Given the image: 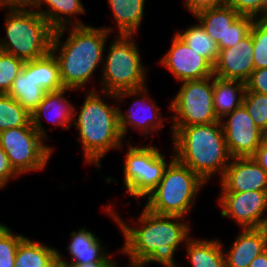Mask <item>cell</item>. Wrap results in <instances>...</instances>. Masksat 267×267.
I'll return each instance as SVG.
<instances>
[{
	"label": "cell",
	"instance_id": "6da1fadb",
	"mask_svg": "<svg viewBox=\"0 0 267 267\" xmlns=\"http://www.w3.org/2000/svg\"><path fill=\"white\" fill-rule=\"evenodd\" d=\"M106 211L118 224L123 236L124 245L121 253L129 256V262L146 264L156 262L163 267H177L174 254L181 243H186L191 230L181 216L157 215L145 207L138 217L137 225L126 224L113 206H106Z\"/></svg>",
	"mask_w": 267,
	"mask_h": 267
},
{
	"label": "cell",
	"instance_id": "7a4b0ae2",
	"mask_svg": "<svg viewBox=\"0 0 267 267\" xmlns=\"http://www.w3.org/2000/svg\"><path fill=\"white\" fill-rule=\"evenodd\" d=\"M70 27L69 36L63 43L61 38L69 28L54 31L51 52L59 63L63 87L79 90L90 80L100 62L103 63L107 37L113 29L91 25Z\"/></svg>",
	"mask_w": 267,
	"mask_h": 267
},
{
	"label": "cell",
	"instance_id": "3957f363",
	"mask_svg": "<svg viewBox=\"0 0 267 267\" xmlns=\"http://www.w3.org/2000/svg\"><path fill=\"white\" fill-rule=\"evenodd\" d=\"M175 158L205 183L217 172L220 179L230 163L221 120L209 124L172 126Z\"/></svg>",
	"mask_w": 267,
	"mask_h": 267
},
{
	"label": "cell",
	"instance_id": "277c9868",
	"mask_svg": "<svg viewBox=\"0 0 267 267\" xmlns=\"http://www.w3.org/2000/svg\"><path fill=\"white\" fill-rule=\"evenodd\" d=\"M119 106L106 104L96 89L88 91L78 117L73 120L79 130L85 162L100 168L101 158L112 149L122 148L123 136L119 127ZM76 120V121H75Z\"/></svg>",
	"mask_w": 267,
	"mask_h": 267
},
{
	"label": "cell",
	"instance_id": "5b68a950",
	"mask_svg": "<svg viewBox=\"0 0 267 267\" xmlns=\"http://www.w3.org/2000/svg\"><path fill=\"white\" fill-rule=\"evenodd\" d=\"M0 50L16 58L32 61L51 52L54 29L36 10L8 8Z\"/></svg>",
	"mask_w": 267,
	"mask_h": 267
},
{
	"label": "cell",
	"instance_id": "8992f818",
	"mask_svg": "<svg viewBox=\"0 0 267 267\" xmlns=\"http://www.w3.org/2000/svg\"><path fill=\"white\" fill-rule=\"evenodd\" d=\"M158 186L147 196L145 208L157 215L185 217L206 183L172 156Z\"/></svg>",
	"mask_w": 267,
	"mask_h": 267
},
{
	"label": "cell",
	"instance_id": "52a82bcc",
	"mask_svg": "<svg viewBox=\"0 0 267 267\" xmlns=\"http://www.w3.org/2000/svg\"><path fill=\"white\" fill-rule=\"evenodd\" d=\"M133 35H117L103 58L102 91L119 93L146 87L147 68L142 65Z\"/></svg>",
	"mask_w": 267,
	"mask_h": 267
},
{
	"label": "cell",
	"instance_id": "ba28073f",
	"mask_svg": "<svg viewBox=\"0 0 267 267\" xmlns=\"http://www.w3.org/2000/svg\"><path fill=\"white\" fill-rule=\"evenodd\" d=\"M125 155L123 184L130 194L136 198L148 196L163 178L168 162L157 147L132 146Z\"/></svg>",
	"mask_w": 267,
	"mask_h": 267
},
{
	"label": "cell",
	"instance_id": "9c48e42d",
	"mask_svg": "<svg viewBox=\"0 0 267 267\" xmlns=\"http://www.w3.org/2000/svg\"><path fill=\"white\" fill-rule=\"evenodd\" d=\"M169 109L172 126H192L217 122L213 108V76L183 81Z\"/></svg>",
	"mask_w": 267,
	"mask_h": 267
},
{
	"label": "cell",
	"instance_id": "30bf717a",
	"mask_svg": "<svg viewBox=\"0 0 267 267\" xmlns=\"http://www.w3.org/2000/svg\"><path fill=\"white\" fill-rule=\"evenodd\" d=\"M43 140L33 126L0 132V147L6 152L11 166L19 175L45 168L53 148L45 145Z\"/></svg>",
	"mask_w": 267,
	"mask_h": 267
},
{
	"label": "cell",
	"instance_id": "8fae6325",
	"mask_svg": "<svg viewBox=\"0 0 267 267\" xmlns=\"http://www.w3.org/2000/svg\"><path fill=\"white\" fill-rule=\"evenodd\" d=\"M206 33L218 44L219 50L231 48L246 37L254 18L240 16L227 3L204 9L194 15Z\"/></svg>",
	"mask_w": 267,
	"mask_h": 267
},
{
	"label": "cell",
	"instance_id": "7c38bea8",
	"mask_svg": "<svg viewBox=\"0 0 267 267\" xmlns=\"http://www.w3.org/2000/svg\"><path fill=\"white\" fill-rule=\"evenodd\" d=\"M221 215L231 217L241 228L267 227V191L221 192Z\"/></svg>",
	"mask_w": 267,
	"mask_h": 267
},
{
	"label": "cell",
	"instance_id": "4fadbf2b",
	"mask_svg": "<svg viewBox=\"0 0 267 267\" xmlns=\"http://www.w3.org/2000/svg\"><path fill=\"white\" fill-rule=\"evenodd\" d=\"M222 119L225 141L233 157H251L261 145L266 134L254 123L244 105Z\"/></svg>",
	"mask_w": 267,
	"mask_h": 267
},
{
	"label": "cell",
	"instance_id": "5bb4252c",
	"mask_svg": "<svg viewBox=\"0 0 267 267\" xmlns=\"http://www.w3.org/2000/svg\"><path fill=\"white\" fill-rule=\"evenodd\" d=\"M102 95L107 98L108 96H110L118 103L128 96H141L140 99L133 101L134 108L137 107L136 109H134L135 111L132 109L133 106H131L132 110L129 109L124 113V111H122L119 107V127L123 138L128 131L129 126L132 127L133 130H140V133H142L143 135L149 134V131L153 135L154 131L158 129L161 130L160 128L164 125L162 122L165 118L160 115V108L158 107V105H156V103L153 102L152 99H149L147 95V87L136 90H125L116 94L103 92ZM144 102L147 104L146 106L144 105Z\"/></svg>",
	"mask_w": 267,
	"mask_h": 267
},
{
	"label": "cell",
	"instance_id": "9a60e30c",
	"mask_svg": "<svg viewBox=\"0 0 267 267\" xmlns=\"http://www.w3.org/2000/svg\"><path fill=\"white\" fill-rule=\"evenodd\" d=\"M171 42L170 49L159 63L167 67L177 80L183 82L214 76V66L190 49L177 34Z\"/></svg>",
	"mask_w": 267,
	"mask_h": 267
},
{
	"label": "cell",
	"instance_id": "2e32d148",
	"mask_svg": "<svg viewBox=\"0 0 267 267\" xmlns=\"http://www.w3.org/2000/svg\"><path fill=\"white\" fill-rule=\"evenodd\" d=\"M219 186L221 192L267 191V173L252 157H233Z\"/></svg>",
	"mask_w": 267,
	"mask_h": 267
},
{
	"label": "cell",
	"instance_id": "e0dca14e",
	"mask_svg": "<svg viewBox=\"0 0 267 267\" xmlns=\"http://www.w3.org/2000/svg\"><path fill=\"white\" fill-rule=\"evenodd\" d=\"M254 70V47L252 34L249 33L235 46L220 50L214 65V76L245 83Z\"/></svg>",
	"mask_w": 267,
	"mask_h": 267
},
{
	"label": "cell",
	"instance_id": "ac0fdd59",
	"mask_svg": "<svg viewBox=\"0 0 267 267\" xmlns=\"http://www.w3.org/2000/svg\"><path fill=\"white\" fill-rule=\"evenodd\" d=\"M69 90L72 91V89L70 88H63L58 91L46 92L42 102L38 105L37 109L31 115L32 126L45 140L47 138L46 136L48 135L46 130L42 126L41 118L43 116L47 118L48 122H52V124L54 125H59L66 130L72 127L73 118H76L75 113L77 112H75V107L64 95ZM49 116H53V119Z\"/></svg>",
	"mask_w": 267,
	"mask_h": 267
},
{
	"label": "cell",
	"instance_id": "d6986e66",
	"mask_svg": "<svg viewBox=\"0 0 267 267\" xmlns=\"http://www.w3.org/2000/svg\"><path fill=\"white\" fill-rule=\"evenodd\" d=\"M241 231L230 249L224 253L226 267H249L258 255L267 250V227Z\"/></svg>",
	"mask_w": 267,
	"mask_h": 267
},
{
	"label": "cell",
	"instance_id": "ffe728a7",
	"mask_svg": "<svg viewBox=\"0 0 267 267\" xmlns=\"http://www.w3.org/2000/svg\"><path fill=\"white\" fill-rule=\"evenodd\" d=\"M77 231L71 232V242L67 247L70 253L71 262L63 259L62 254L57 251V262L72 265H83L93 262H114L111 254L104 251L101 240L84 227ZM110 256V257H109Z\"/></svg>",
	"mask_w": 267,
	"mask_h": 267
},
{
	"label": "cell",
	"instance_id": "44dd1931",
	"mask_svg": "<svg viewBox=\"0 0 267 267\" xmlns=\"http://www.w3.org/2000/svg\"><path fill=\"white\" fill-rule=\"evenodd\" d=\"M245 83L213 76V108L218 120L243 105Z\"/></svg>",
	"mask_w": 267,
	"mask_h": 267
},
{
	"label": "cell",
	"instance_id": "7402d4cb",
	"mask_svg": "<svg viewBox=\"0 0 267 267\" xmlns=\"http://www.w3.org/2000/svg\"><path fill=\"white\" fill-rule=\"evenodd\" d=\"M47 4L46 9H41L43 4ZM84 5L80 0H39L36 10L54 30L71 26H84L83 22L71 17V15L85 13ZM40 8V9H39ZM66 15V16H65ZM69 16V17H67ZM70 18V19H68ZM75 20H72V19ZM69 24V25H68Z\"/></svg>",
	"mask_w": 267,
	"mask_h": 267
},
{
	"label": "cell",
	"instance_id": "603a6c76",
	"mask_svg": "<svg viewBox=\"0 0 267 267\" xmlns=\"http://www.w3.org/2000/svg\"><path fill=\"white\" fill-rule=\"evenodd\" d=\"M46 91L37 86L30 73V61H25L21 72L13 81L8 95L13 97L30 115L42 102Z\"/></svg>",
	"mask_w": 267,
	"mask_h": 267
},
{
	"label": "cell",
	"instance_id": "cb8c5ba5",
	"mask_svg": "<svg viewBox=\"0 0 267 267\" xmlns=\"http://www.w3.org/2000/svg\"><path fill=\"white\" fill-rule=\"evenodd\" d=\"M186 253L193 267H226L224 248L219 240L188 239Z\"/></svg>",
	"mask_w": 267,
	"mask_h": 267
},
{
	"label": "cell",
	"instance_id": "d4e9b609",
	"mask_svg": "<svg viewBox=\"0 0 267 267\" xmlns=\"http://www.w3.org/2000/svg\"><path fill=\"white\" fill-rule=\"evenodd\" d=\"M57 262V249L24 237L17 248L14 267H51Z\"/></svg>",
	"mask_w": 267,
	"mask_h": 267
},
{
	"label": "cell",
	"instance_id": "484cf974",
	"mask_svg": "<svg viewBox=\"0 0 267 267\" xmlns=\"http://www.w3.org/2000/svg\"><path fill=\"white\" fill-rule=\"evenodd\" d=\"M119 35H133L143 20L145 0H108Z\"/></svg>",
	"mask_w": 267,
	"mask_h": 267
},
{
	"label": "cell",
	"instance_id": "4316f807",
	"mask_svg": "<svg viewBox=\"0 0 267 267\" xmlns=\"http://www.w3.org/2000/svg\"><path fill=\"white\" fill-rule=\"evenodd\" d=\"M30 73L36 85L46 92L63 89L60 80L59 63L52 52L42 58L30 61Z\"/></svg>",
	"mask_w": 267,
	"mask_h": 267
},
{
	"label": "cell",
	"instance_id": "83f0119b",
	"mask_svg": "<svg viewBox=\"0 0 267 267\" xmlns=\"http://www.w3.org/2000/svg\"><path fill=\"white\" fill-rule=\"evenodd\" d=\"M176 34L190 49L206 58L213 66L215 65L220 52L218 44L206 33L200 23L188 27L183 30V33Z\"/></svg>",
	"mask_w": 267,
	"mask_h": 267
},
{
	"label": "cell",
	"instance_id": "f1b7e54d",
	"mask_svg": "<svg viewBox=\"0 0 267 267\" xmlns=\"http://www.w3.org/2000/svg\"><path fill=\"white\" fill-rule=\"evenodd\" d=\"M32 126L31 115L10 95L0 94V132Z\"/></svg>",
	"mask_w": 267,
	"mask_h": 267
},
{
	"label": "cell",
	"instance_id": "f546056e",
	"mask_svg": "<svg viewBox=\"0 0 267 267\" xmlns=\"http://www.w3.org/2000/svg\"><path fill=\"white\" fill-rule=\"evenodd\" d=\"M250 33L254 47L255 70L267 68V18L255 19Z\"/></svg>",
	"mask_w": 267,
	"mask_h": 267
},
{
	"label": "cell",
	"instance_id": "4dcf8cb0",
	"mask_svg": "<svg viewBox=\"0 0 267 267\" xmlns=\"http://www.w3.org/2000/svg\"><path fill=\"white\" fill-rule=\"evenodd\" d=\"M24 61L0 50V94H8Z\"/></svg>",
	"mask_w": 267,
	"mask_h": 267
},
{
	"label": "cell",
	"instance_id": "1f68e13d",
	"mask_svg": "<svg viewBox=\"0 0 267 267\" xmlns=\"http://www.w3.org/2000/svg\"><path fill=\"white\" fill-rule=\"evenodd\" d=\"M243 105L256 126L267 135V95L245 92Z\"/></svg>",
	"mask_w": 267,
	"mask_h": 267
},
{
	"label": "cell",
	"instance_id": "d6a6232c",
	"mask_svg": "<svg viewBox=\"0 0 267 267\" xmlns=\"http://www.w3.org/2000/svg\"><path fill=\"white\" fill-rule=\"evenodd\" d=\"M22 234H13L6 225L0 224V267H14L16 251Z\"/></svg>",
	"mask_w": 267,
	"mask_h": 267
},
{
	"label": "cell",
	"instance_id": "836d02e7",
	"mask_svg": "<svg viewBox=\"0 0 267 267\" xmlns=\"http://www.w3.org/2000/svg\"><path fill=\"white\" fill-rule=\"evenodd\" d=\"M227 4L240 16L264 18V0H227Z\"/></svg>",
	"mask_w": 267,
	"mask_h": 267
},
{
	"label": "cell",
	"instance_id": "e575fe53",
	"mask_svg": "<svg viewBox=\"0 0 267 267\" xmlns=\"http://www.w3.org/2000/svg\"><path fill=\"white\" fill-rule=\"evenodd\" d=\"M246 92H256L267 95V68L254 70L245 82Z\"/></svg>",
	"mask_w": 267,
	"mask_h": 267
},
{
	"label": "cell",
	"instance_id": "d590c367",
	"mask_svg": "<svg viewBox=\"0 0 267 267\" xmlns=\"http://www.w3.org/2000/svg\"><path fill=\"white\" fill-rule=\"evenodd\" d=\"M19 174L11 166L6 152L0 147V189L3 188L9 179H15Z\"/></svg>",
	"mask_w": 267,
	"mask_h": 267
},
{
	"label": "cell",
	"instance_id": "8d00e7d4",
	"mask_svg": "<svg viewBox=\"0 0 267 267\" xmlns=\"http://www.w3.org/2000/svg\"><path fill=\"white\" fill-rule=\"evenodd\" d=\"M227 3V0H186L184 6L193 16L204 9L215 8Z\"/></svg>",
	"mask_w": 267,
	"mask_h": 267
},
{
	"label": "cell",
	"instance_id": "74e56055",
	"mask_svg": "<svg viewBox=\"0 0 267 267\" xmlns=\"http://www.w3.org/2000/svg\"><path fill=\"white\" fill-rule=\"evenodd\" d=\"M39 0H1L0 1V9L1 7L5 8H33L37 6Z\"/></svg>",
	"mask_w": 267,
	"mask_h": 267
},
{
	"label": "cell",
	"instance_id": "f35d334b",
	"mask_svg": "<svg viewBox=\"0 0 267 267\" xmlns=\"http://www.w3.org/2000/svg\"><path fill=\"white\" fill-rule=\"evenodd\" d=\"M267 173V135L256 152L251 156Z\"/></svg>",
	"mask_w": 267,
	"mask_h": 267
},
{
	"label": "cell",
	"instance_id": "ab89813d",
	"mask_svg": "<svg viewBox=\"0 0 267 267\" xmlns=\"http://www.w3.org/2000/svg\"><path fill=\"white\" fill-rule=\"evenodd\" d=\"M249 267H267V250L258 255Z\"/></svg>",
	"mask_w": 267,
	"mask_h": 267
},
{
	"label": "cell",
	"instance_id": "60d3db41",
	"mask_svg": "<svg viewBox=\"0 0 267 267\" xmlns=\"http://www.w3.org/2000/svg\"><path fill=\"white\" fill-rule=\"evenodd\" d=\"M113 262H93L83 265H72L67 263H61V267H109Z\"/></svg>",
	"mask_w": 267,
	"mask_h": 267
},
{
	"label": "cell",
	"instance_id": "b9f144b4",
	"mask_svg": "<svg viewBox=\"0 0 267 267\" xmlns=\"http://www.w3.org/2000/svg\"><path fill=\"white\" fill-rule=\"evenodd\" d=\"M145 266V264H134V263H130L129 262V265H128V267H144ZM109 267H118V264H117V266H116V263L115 262H113Z\"/></svg>",
	"mask_w": 267,
	"mask_h": 267
},
{
	"label": "cell",
	"instance_id": "7bdbcfd3",
	"mask_svg": "<svg viewBox=\"0 0 267 267\" xmlns=\"http://www.w3.org/2000/svg\"><path fill=\"white\" fill-rule=\"evenodd\" d=\"M264 18H267V0H264Z\"/></svg>",
	"mask_w": 267,
	"mask_h": 267
},
{
	"label": "cell",
	"instance_id": "ee69618b",
	"mask_svg": "<svg viewBox=\"0 0 267 267\" xmlns=\"http://www.w3.org/2000/svg\"><path fill=\"white\" fill-rule=\"evenodd\" d=\"M51 267H61V262H56L53 266Z\"/></svg>",
	"mask_w": 267,
	"mask_h": 267
}]
</instances>
